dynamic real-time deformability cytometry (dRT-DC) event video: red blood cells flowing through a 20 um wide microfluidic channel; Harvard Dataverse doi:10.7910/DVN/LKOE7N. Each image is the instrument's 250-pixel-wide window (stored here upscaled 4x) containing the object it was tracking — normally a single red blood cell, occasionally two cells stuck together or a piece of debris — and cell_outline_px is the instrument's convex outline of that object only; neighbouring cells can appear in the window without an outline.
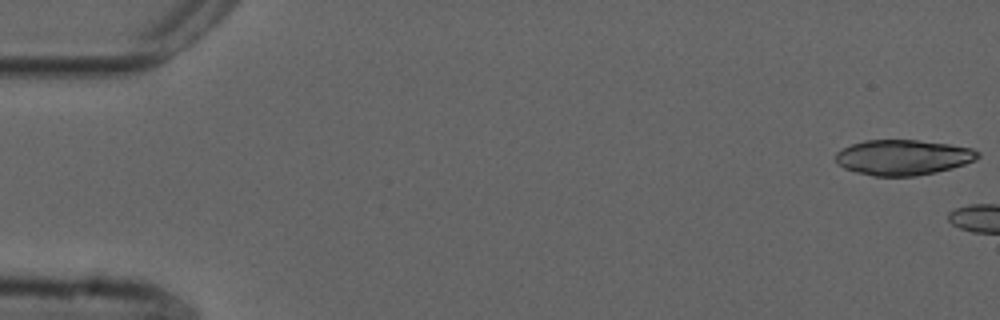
{"species": "common noctule bat (a hibernating species)", "species_latin": "Nyctalus noctula", "temperature_condition": "cold", "stored_images_in_passage": 3, "camera_frame_rate_fps": 3000, "um_per_image_px": 0.085, "animal": {"sex": "male", "forearm_length_mm": 52.5}, "frame": {"image": 1, "passage_image": 1, "time_ms": 0.0, "image_size_px": [1000, 320], "cell_outline_px": [[980, 156], [976, 160], [952, 168], [936, 172], [916, 176], [872, 176], [856, 172], [844, 168], [836, 160], [836, 152], [840, 148], [864, 140], [916, 140], [948, 144], [972, 148], [980, 152]], "centroid_in_image_um": [76.76, 13.37], "position_along_channel_um": 8.2, "area_um2": 29.36}}